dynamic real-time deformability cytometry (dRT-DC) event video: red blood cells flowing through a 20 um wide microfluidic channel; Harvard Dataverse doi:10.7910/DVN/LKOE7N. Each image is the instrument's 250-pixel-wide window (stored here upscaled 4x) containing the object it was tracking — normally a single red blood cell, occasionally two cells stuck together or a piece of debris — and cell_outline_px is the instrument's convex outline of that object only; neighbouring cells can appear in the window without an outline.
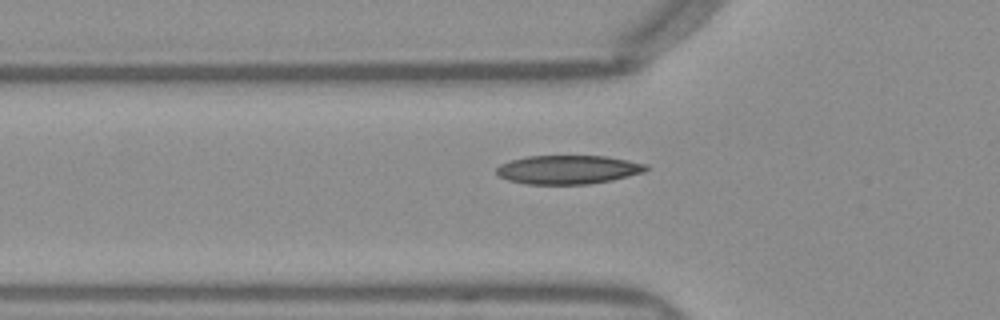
{"species": "Egyptian fruit bat (a non-hibernating species)", "species_latin": "Rousettus aegyptiacus", "temperature_condition": "warm", "stored_images_in_passage": 40, "camera_frame_rate_fps": 3000, "um_per_image_px": 0.085, "frame": {"image": 1, "passage_image": 6, "time_ms": 1.667, "image_size_px": [1000, 320], "cell_outline_px": [[648, 168], [644, 172], [612, 180], [588, 184], [524, 184], [508, 180], [500, 176], [496, 172], [496, 168], [500, 164], [512, 160], [528, 156], [604, 156], [628, 160], [648, 164]], "centroid_in_image_um": [48.29, 14.42], "position_along_channel_um": 77.5, "area_um2": 25.03}}
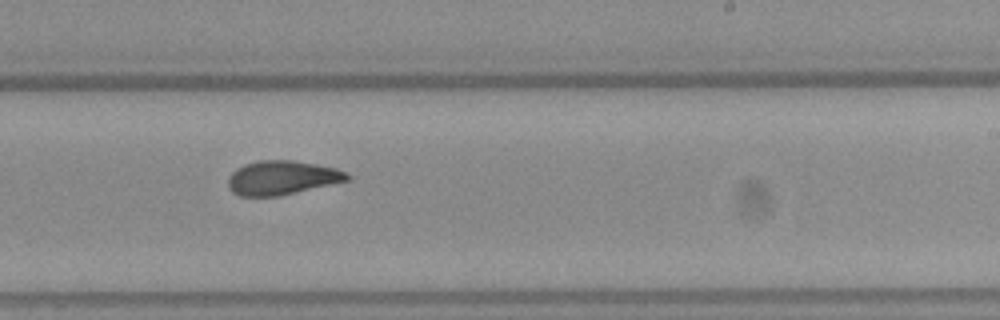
{"frame": {"image": 2, "passage_image": 20, "time_ms": 6.333, "image_size_px": [1000, 320], "cell_outline_px": [[352, 176], [348, 180], [276, 196], [240, 196], [232, 192], [228, 188], [228, 176], [236, 168], [244, 164], [260, 160], [292, 160], [316, 164], [336, 168], [348, 172]], "centroid_in_image_um": [23.94, 15.09], "position_along_channel_um": 265.1, "area_um2": 23.52}}
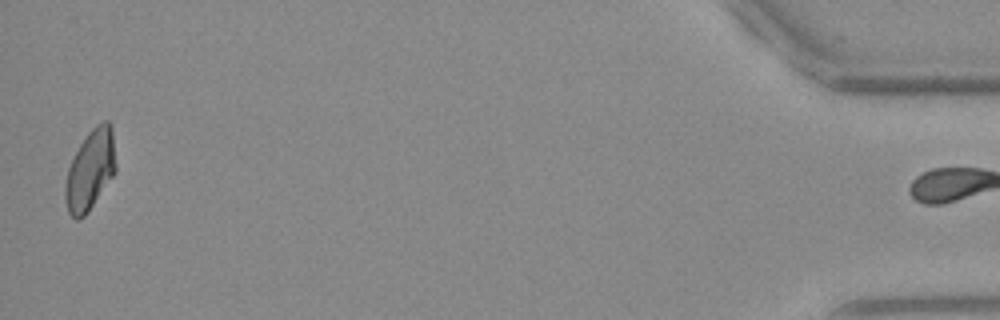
{"frame": {"image": 3, "passage_image": 39, "time_ms": 12.667, "image_size_px": [1000, 320], "cell_outline_px": [[116, 172], [88, 212], [80, 220], [76, 220], [68, 212], [64, 196], [64, 188], [68, 168], [80, 144], [88, 132], [100, 120], [108, 120], [112, 124], [116, 164]], "centroid_in_image_um": [7.68, 14.43], "position_along_channel_um": 427.5, "area_um2": 23.87}, "authors_computed_cell_mechanics": {"area_um2": 23.7558, "velocity_mm_per_s": 3.9958, "shape_relaxation_time_tau1_ms": 7.0057, "shape_relaxation_time_tau2_ms": 1.5221, "deformation_change_tau1": 0.202, "deformation_change_tau2": 0.067}}